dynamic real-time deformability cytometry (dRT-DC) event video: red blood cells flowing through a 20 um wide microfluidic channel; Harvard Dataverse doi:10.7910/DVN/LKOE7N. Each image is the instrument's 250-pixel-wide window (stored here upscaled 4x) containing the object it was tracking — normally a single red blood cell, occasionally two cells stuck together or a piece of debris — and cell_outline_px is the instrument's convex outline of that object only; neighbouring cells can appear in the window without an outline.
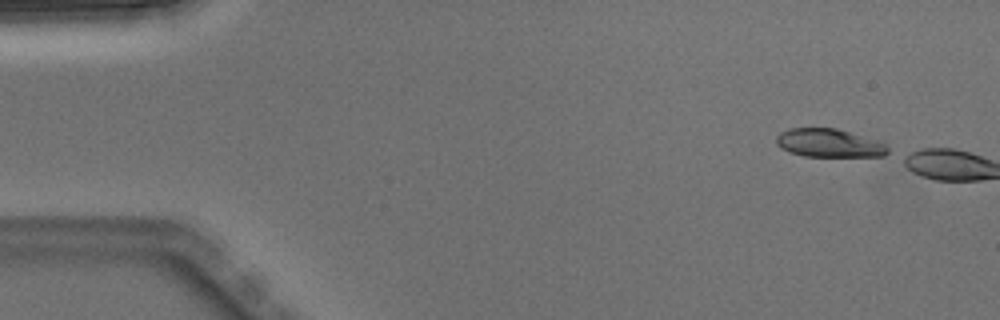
{"species": "Egyptian fruit bat (a non-hibernating species)", "species_latin": "Rousettus aegyptiacus", "temperature_condition": "warm", "stored_images_in_passage": 2, "camera_frame_rate_fps": 3000, "um_per_image_px": 0.085, "animal": {"sex": "male"}, "frame": {"image": 1, "passage_image": 1, "time_ms": 0.0, "image_size_px": [1000, 320], "cell_outline_px": [[888, 152], [884, 156], [804, 156], [780, 148], [776, 144], [776, 136], [780, 132], [788, 128], [836, 128], [880, 140], [888, 148]], "centroid_in_image_um": [70.47, 12.15], "position_along_channel_um": 14.5, "area_um2": 18.5}}